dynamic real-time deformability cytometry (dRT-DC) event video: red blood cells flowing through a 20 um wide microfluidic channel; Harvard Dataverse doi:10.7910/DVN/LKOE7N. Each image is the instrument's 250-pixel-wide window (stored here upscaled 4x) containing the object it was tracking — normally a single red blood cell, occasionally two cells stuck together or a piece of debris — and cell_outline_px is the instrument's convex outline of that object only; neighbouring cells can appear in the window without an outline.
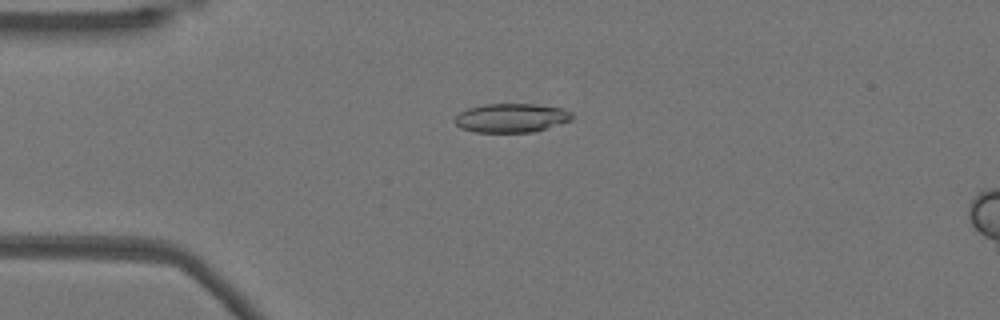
{"species": "Egyptian fruit bat (a non-hibernating species)", "species_latin": "Rousettus aegyptiacus", "temperature_condition": "warm", "stored_images_in_passage": 3, "camera_frame_rate_fps": 3000, "um_per_image_px": 0.085, "animal": {"sex": "female"}, "frame": {"image": 1, "passage_image": 1, "time_ms": 0.0, "image_size_px": [1000, 320], "cell_outline_px": [[572, 120], [532, 132], [476, 132], [460, 128], [452, 120], [460, 112], [468, 108], [484, 104], [536, 104], [564, 108], [572, 112]], "centroid_in_image_um": [43.45, 10.01], "position_along_channel_um": 41.5, "area_um2": 19.83}}